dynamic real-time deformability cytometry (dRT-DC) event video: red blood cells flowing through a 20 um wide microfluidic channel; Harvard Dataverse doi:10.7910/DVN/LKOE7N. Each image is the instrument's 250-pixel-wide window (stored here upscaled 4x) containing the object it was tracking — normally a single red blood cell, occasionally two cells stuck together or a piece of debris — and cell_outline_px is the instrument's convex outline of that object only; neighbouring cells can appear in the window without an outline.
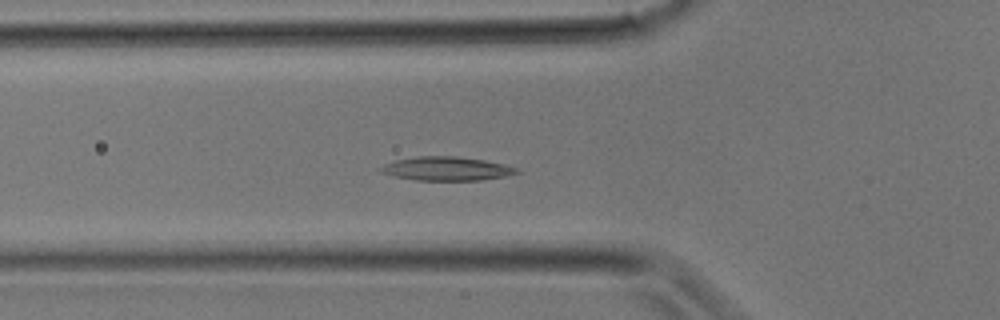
{"species": "common noctule bat (a hibernating species)", "species_latin": "Nyctalus noctula", "temperature_condition": "room temperature", "stored_images_in_passage": 17, "camera_frame_rate_fps": 3000, "um_per_image_px": 0.085, "animal": {"sex": "male", "body_mass_g": 17.9}, "frame": {"image": 1, "passage_image": 5, "time_ms": 1.333, "image_size_px": [1000, 320], "cell_outline_px": [[520, 172], [504, 176], [484, 180], [416, 180], [392, 176], [380, 172], [376, 168], [384, 164], [396, 160], [416, 156], [456, 156], [484, 160], [504, 164], [516, 168]], "centroid_in_image_um": [37.9, 14.33], "position_along_channel_um": 87.9, "area_um2": 18.9}}
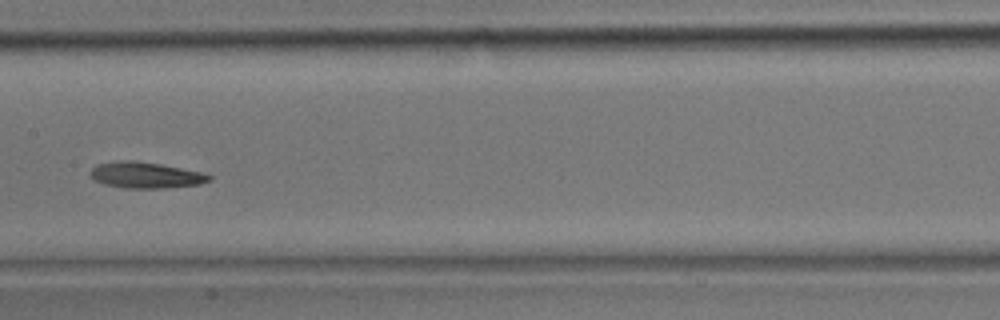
{"frame": {"image": 2, "passage_image": 10, "time_ms": 3.0, "image_size_px": [1000, 320], "cell_outline_px": [[212, 180], [200, 184], [164, 188], [124, 188], [104, 184], [92, 180], [88, 176], [88, 172], [96, 164], [120, 160], [136, 160], [160, 164], [200, 172], [212, 176]], "centroid_in_image_um": [12.3, 14.88], "position_along_channel_um": 195.1, "area_um2": 18.26}}
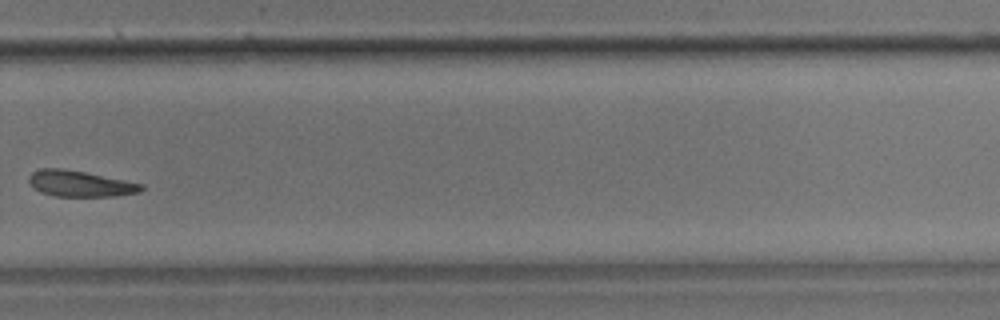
{"frame": {"image": 3, "passage_image": 16, "time_ms": 5.0, "image_size_px": [1000, 320], "cell_outline_px": [[144, 188], [140, 192], [112, 196], [56, 196], [40, 192], [28, 184], [28, 176], [32, 172], [40, 168], [64, 168], [144, 184]], "centroid_in_image_um": [6.76, 15.6], "position_along_channel_um": 323.0, "area_um2": 17.05}}